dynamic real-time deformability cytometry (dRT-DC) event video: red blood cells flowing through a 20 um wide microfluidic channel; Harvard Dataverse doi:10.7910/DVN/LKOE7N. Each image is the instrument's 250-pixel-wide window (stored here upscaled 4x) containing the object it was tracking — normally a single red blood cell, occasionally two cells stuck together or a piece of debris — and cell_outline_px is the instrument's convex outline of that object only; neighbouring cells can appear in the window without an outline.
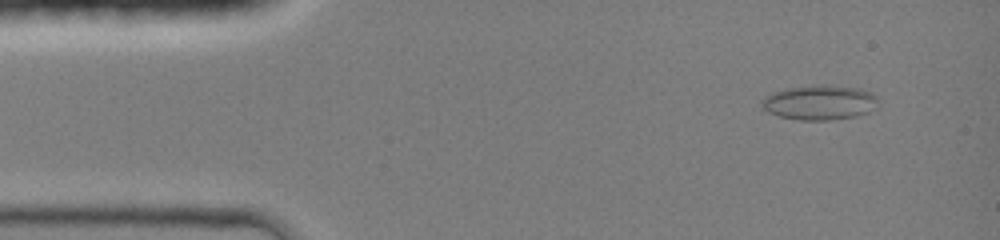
{"species": "common noctule bat (a hibernating species)", "species_latin": "Nyctalus noctula", "temperature_condition": "room temperature", "stored_images_in_passage": 42, "camera_frame_rate_fps": 3000, "um_per_image_px": 0.085, "animal": {"sex": "female", "body_mass_g": 19.0, "forearm_length_mm": 51.5}, "frame": {"image": 1, "passage_image": 1, "time_ms": 0.0, "image_size_px": [1000, 240], "cell_outline_px": [[880, 104], [868, 112], [856, 116], [828, 120], [800, 120], [780, 116], [768, 112], [760, 104], [772, 92], [788, 88], [860, 88], [872, 92], [876, 96]], "centroid_in_image_um": [69.71, 8.76], "position_along_channel_um": 15.3, "area_um2": 22.48}}
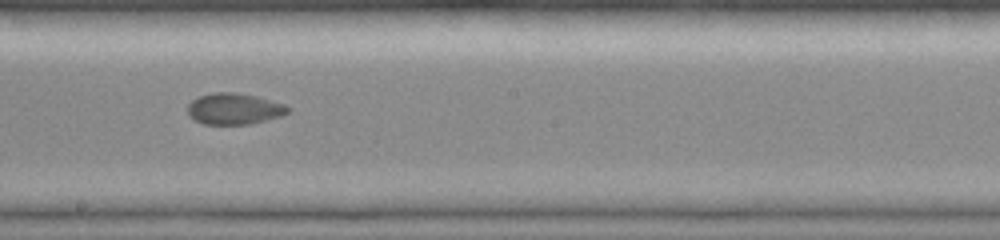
{"frame": {"image": 2, "passage_image": 22, "time_ms": 7.0, "image_size_px": [1000, 240], "cell_outline_px": [[292, 112], [280, 116], [248, 124], [204, 124], [192, 120], [188, 116], [188, 104], [192, 100], [200, 96], [212, 92], [236, 92], [256, 96], [284, 104], [292, 108]], "centroid_in_image_um": [19.9, 9.24], "position_along_channel_um": 228.3, "area_um2": 18.38}}
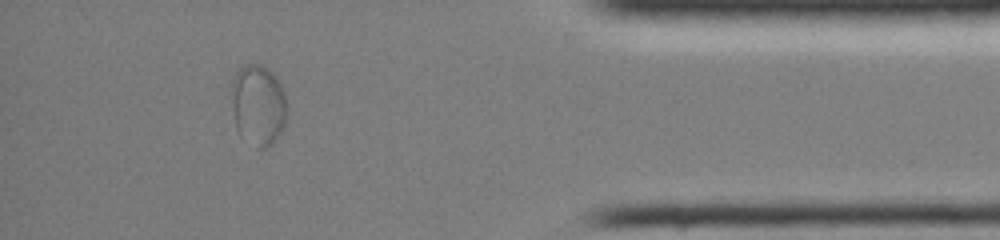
{"frame": {"image": 3, "passage_image": 37, "time_ms": 12.0, "image_size_px": [1000, 240], "cell_outline_px": [[288, 116], [276, 140], [268, 148], [256, 148], [240, 136], [236, 128], [232, 108], [232, 76], [240, 68], [248, 64], [260, 64], [268, 68], [276, 76], [284, 92], [288, 108]], "centroid_in_image_um": [21.96, 8.94], "position_along_channel_um": 413.2, "area_um2": 26.65}}